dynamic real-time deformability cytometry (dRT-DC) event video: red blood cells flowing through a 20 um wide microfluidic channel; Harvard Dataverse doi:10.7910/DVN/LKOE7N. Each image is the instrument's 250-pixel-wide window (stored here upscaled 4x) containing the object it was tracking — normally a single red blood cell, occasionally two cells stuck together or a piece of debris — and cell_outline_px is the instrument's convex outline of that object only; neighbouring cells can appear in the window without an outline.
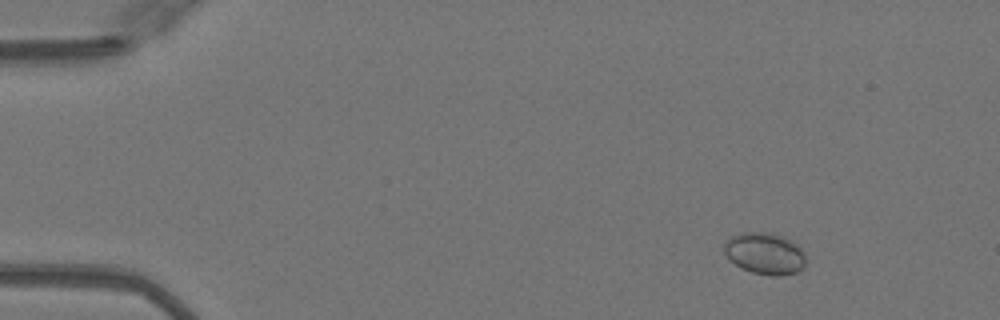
{"species": "Egyptian fruit bat (a non-hibernating species)", "species_latin": "Rousettus aegyptiacus", "temperature_condition": "warm", "stored_images_in_passage": 50, "camera_frame_rate_fps": 3000, "um_per_image_px": 0.085, "animal": {"sex": "female"}, "frame": {"image": 1, "passage_image": 6, "time_ms": 1.667, "image_size_px": [1000, 320], "cell_outline_px": [[804, 264], [796, 272], [776, 276], [772, 276], [752, 272], [740, 268], [724, 252], [724, 244], [732, 236], [740, 232], [764, 232], [788, 240], [796, 244], [804, 252]], "centroid_in_image_um": [64.98, 21.55], "position_along_channel_um": 20.0, "area_um2": 19.25}}
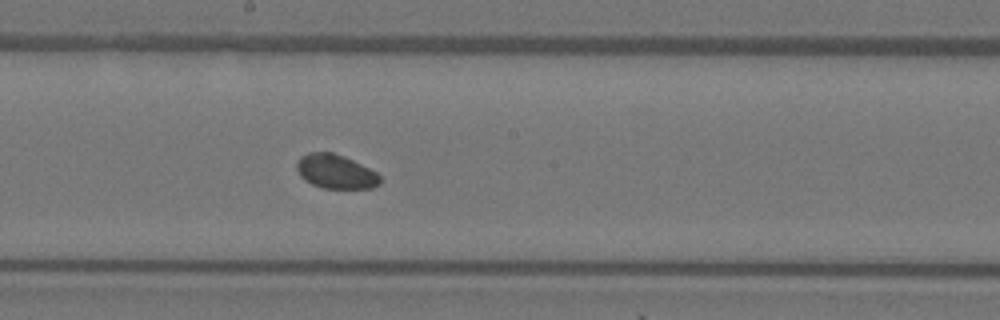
{"frame": {"image": 2, "passage_image": 28, "time_ms": 9.0, "image_size_px": [1000, 320], "cell_outline_px": [[380, 184], [372, 188], [324, 188], [312, 184], [304, 180], [300, 176], [296, 168], [296, 160], [300, 156], [308, 152], [332, 152], [344, 156], [376, 172], [380, 176]], "centroid_in_image_um": [28.49, 14.57], "position_along_channel_um": 219.7, "area_um2": 16.59}}
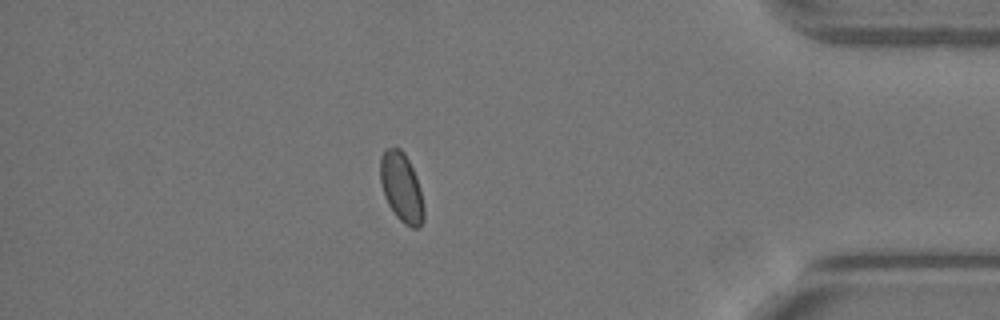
{"frame": {"image": 3, "passage_image": 44, "time_ms": 14.333, "image_size_px": [1000, 320], "cell_outline_px": [[424, 220], [420, 228], [412, 228], [404, 224], [396, 216], [388, 204], [384, 196], [380, 180], [380, 156], [384, 148], [400, 148], [404, 152], [416, 176], [420, 188], [424, 208]], "centroid_in_image_um": [34.12, 15.94], "position_along_channel_um": 401.1, "area_um2": 17.74}, "authors_computed_cell_mechanics": {"area_um2": 17.4556, "velocity_mm_per_s": 4.0771, "shape_relaxation_time_tau1_ms": 0.5573, "shape_relaxation_time_tau2_ms": null, "deformation_change_tau1": 0.0159, "deformation_change_tau2": null}}